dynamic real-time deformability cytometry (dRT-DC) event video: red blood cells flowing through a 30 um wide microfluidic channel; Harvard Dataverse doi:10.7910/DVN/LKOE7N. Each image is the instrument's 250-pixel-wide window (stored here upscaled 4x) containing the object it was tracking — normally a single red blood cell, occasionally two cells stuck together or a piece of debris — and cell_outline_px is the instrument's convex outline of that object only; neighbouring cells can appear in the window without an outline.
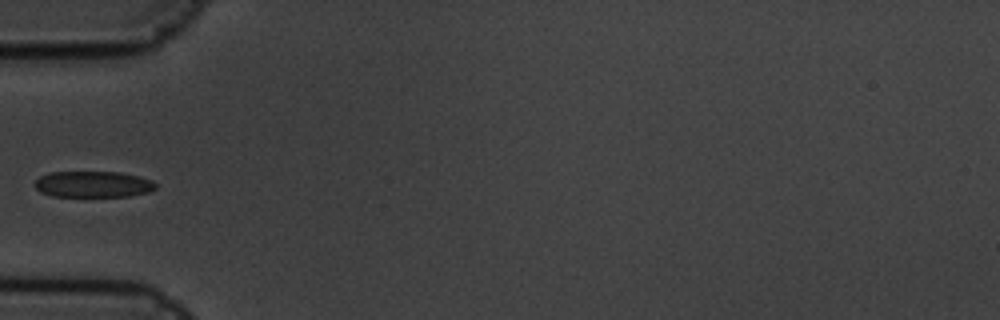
{"species": "common noctule bat (a hibernating species)", "species_latin": "Nyctalus noctula", "temperature_condition": "cold", "stored_images_in_passage": 10, "camera_frame_rate_fps": 3000, "um_per_image_px": 0.085, "animal": {"sex": "male", "body_mass_g": 19.5, "forearm_length_mm": 54.6}, "frame": {"image": 1, "passage_image": 6, "time_ms": 1.667, "image_size_px": [1000, 320], "cell_outline_px": [[156, 188], [148, 192], [128, 196], [52, 196], [40, 192], [32, 184], [40, 176], [52, 172], [120, 172], [140, 176], [152, 180], [156, 184]], "centroid_in_image_um": [7.91, 15.66], "position_along_channel_um": 77.1, "area_um2": 18.5}}
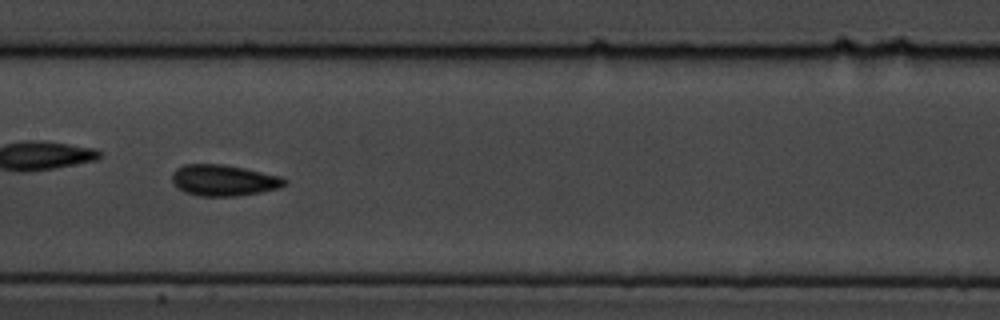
{"frame": {"image": 2, "passage_image": 9, "time_ms": 2.667, "image_size_px": [1000, 320], "cell_outline_px": [[284, 184], [280, 188], [260, 192], [236, 196], [200, 196], [184, 192], [172, 180], [172, 172], [176, 168], [184, 164], [224, 164], [244, 168], [280, 176], [284, 180]], "centroid_in_image_um": [18.98, 15.32], "position_along_channel_um": 188.4, "area_um2": 20.23}}
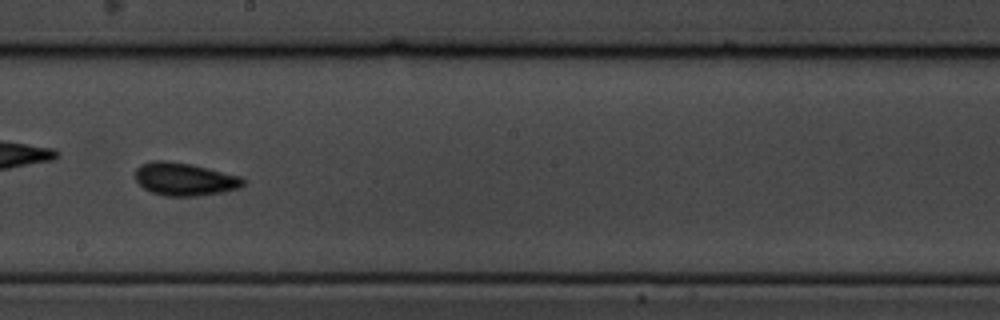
{"frame": {"image": 3, "passage_image": 10, "time_ms": 3.0, "image_size_px": [1000, 320], "cell_outline_px": [[244, 184], [240, 188], [220, 192], [196, 196], [164, 196], [152, 192], [144, 188], [136, 180], [136, 168], [140, 164], [152, 160], [168, 160], [192, 164], [244, 176]], "centroid_in_image_um": [15.71, 15.21], "position_along_channel_um": 232.5, "area_um2": 20.92}}